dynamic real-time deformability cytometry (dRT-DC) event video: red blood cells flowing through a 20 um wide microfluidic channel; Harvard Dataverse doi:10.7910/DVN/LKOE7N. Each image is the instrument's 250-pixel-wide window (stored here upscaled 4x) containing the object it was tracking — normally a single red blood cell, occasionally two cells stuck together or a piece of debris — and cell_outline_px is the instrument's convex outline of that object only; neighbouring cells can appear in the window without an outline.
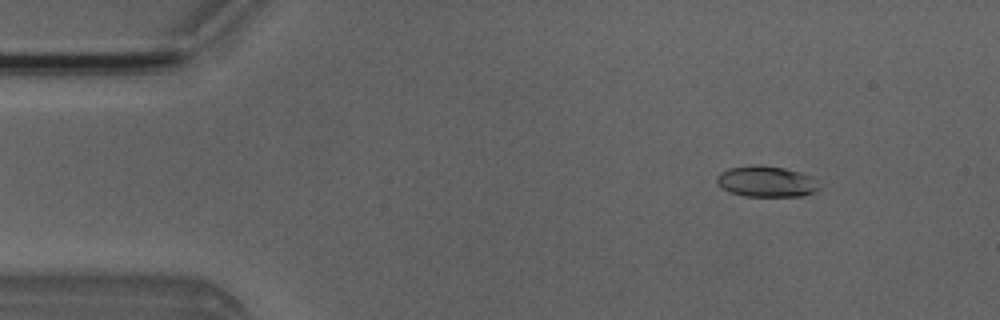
{"species": "Egyptian fruit bat (a non-hibernating species)", "species_latin": "Rousettus aegyptiacus", "temperature_condition": "room temperature", "stored_images_in_passage": 5, "camera_frame_rate_fps": 3000, "um_per_image_px": 0.085, "animal": {"sex": "male"}, "frame": {"image": 1, "passage_image": 2, "time_ms": 1.0, "image_size_px": [1000, 320], "cell_outline_px": [[820, 188], [816, 192], [800, 196], [744, 196], [732, 192], [724, 188], [716, 180], [716, 176], [720, 172], [728, 168], [752, 164], [760, 164], [784, 168], [800, 172], [816, 180]], "centroid_in_image_um": [65.14, 15.41], "position_along_channel_um": 19.9, "area_um2": 18.44}}